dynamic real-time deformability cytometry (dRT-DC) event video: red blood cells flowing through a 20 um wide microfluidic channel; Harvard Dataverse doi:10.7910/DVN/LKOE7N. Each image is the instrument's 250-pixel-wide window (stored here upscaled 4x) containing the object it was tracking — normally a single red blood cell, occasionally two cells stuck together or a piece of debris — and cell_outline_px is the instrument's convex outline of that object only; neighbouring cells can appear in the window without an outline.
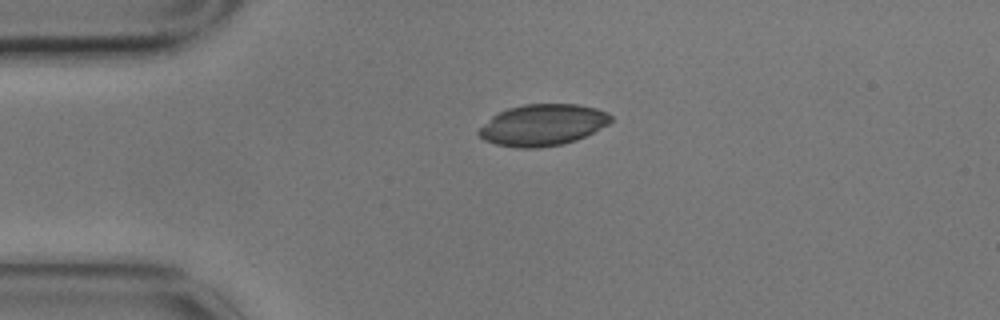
{"species": "common noctule bat (a hibernating species)", "species_latin": "Nyctalus noctula", "temperature_condition": "cold", "stored_images_in_passage": 2, "camera_frame_rate_fps": 3000, "um_per_image_px": 0.085, "animal": {"sex": "male", "body_mass_g": 17.9}, "frame": {"image": 1, "passage_image": 1, "time_ms": 0.0, "image_size_px": [1000, 320], "cell_outline_px": [[612, 120], [608, 124], [576, 140], [564, 144], [536, 148], [516, 148], [496, 144], [484, 140], [476, 132], [492, 116], [508, 108], [524, 104], [576, 104], [596, 108], [608, 112], [612, 116]], "centroid_in_image_um": [46.13, 10.62], "position_along_channel_um": 38.9, "area_um2": 31.79}}